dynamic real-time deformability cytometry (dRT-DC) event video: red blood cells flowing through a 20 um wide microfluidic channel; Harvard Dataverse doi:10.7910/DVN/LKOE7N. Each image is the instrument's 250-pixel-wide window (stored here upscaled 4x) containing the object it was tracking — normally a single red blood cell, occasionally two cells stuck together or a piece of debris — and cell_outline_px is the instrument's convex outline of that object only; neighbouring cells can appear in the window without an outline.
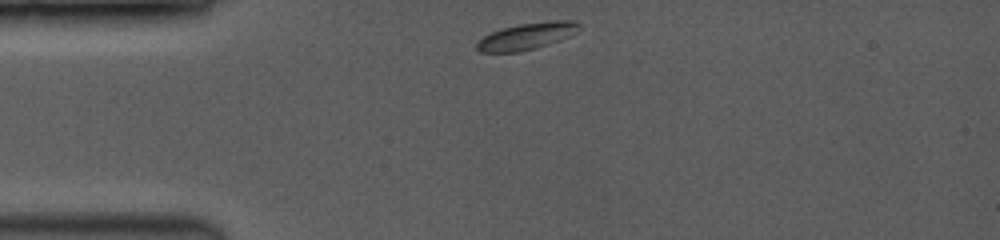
{"species": "common noctule bat (a hibernating species)", "species_latin": "Nyctalus noctula", "temperature_condition": "room temperature", "stored_images_in_passage": 39, "camera_frame_rate_fps": 3500, "um_per_image_px": 0.085, "animal": {"sex": "female", "body_mass_g": 19.0, "forearm_length_mm": 53.3}, "frame": {"image": 1, "passage_image": 1, "time_ms": 0.0, "image_size_px": [1000, 240], "cell_outline_px": [[580, 24], [556, 40], [548, 44], [516, 52], [480, 52], [476, 48], [476, 44], [484, 36], [500, 28], [520, 24], [548, 20], [576, 20]], "centroid_in_image_um": [44.63, 3.06], "position_along_channel_um": 40.4, "area_um2": 15.14}}
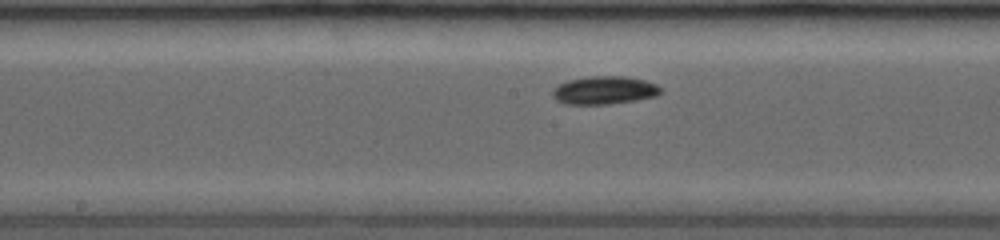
{"frame": {"image": 2, "passage_image": 17, "time_ms": 4.571, "image_size_px": [1000, 240], "cell_outline_px": [[664, 92], [656, 96], [636, 100], [608, 104], [564, 104], [556, 100], [552, 96], [552, 88], [568, 80], [588, 76], [624, 76], [644, 80], [656, 84]], "centroid_in_image_um": [51.35, 7.67], "position_along_channel_um": 196.8, "area_um2": 17.8}}
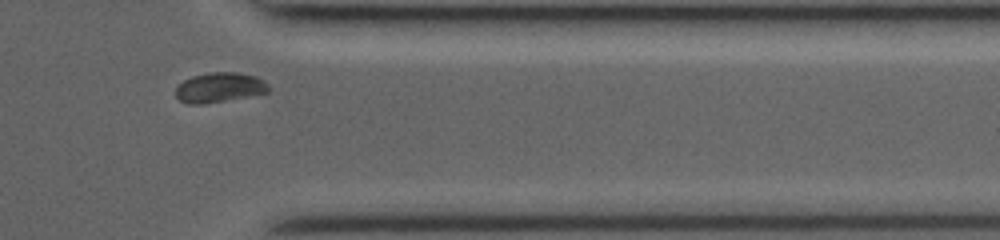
{"frame": {"image": 3, "passage_image": 34, "time_ms": 9.429, "image_size_px": [1000, 240], "cell_outline_px": [[268, 92], [204, 104], [188, 104], [180, 100], [176, 96], [176, 88], [184, 80], [192, 76], [208, 72], [236, 72], [256, 76], [264, 80], [268, 84]], "centroid_in_image_um": [18.64, 7.42], "position_along_channel_um": 392.8, "area_um2": 16.01}, "authors_computed_cell_mechanics": {"area_um2": 16.5886, "velocity_mm_per_s": 4.0322, "shape_relaxation_time_tau1_ms": 1.0204, "shape_relaxation_time_tau2_ms": null, "deformation_change_tau1": 0.0882, "deformation_change_tau2": null}}